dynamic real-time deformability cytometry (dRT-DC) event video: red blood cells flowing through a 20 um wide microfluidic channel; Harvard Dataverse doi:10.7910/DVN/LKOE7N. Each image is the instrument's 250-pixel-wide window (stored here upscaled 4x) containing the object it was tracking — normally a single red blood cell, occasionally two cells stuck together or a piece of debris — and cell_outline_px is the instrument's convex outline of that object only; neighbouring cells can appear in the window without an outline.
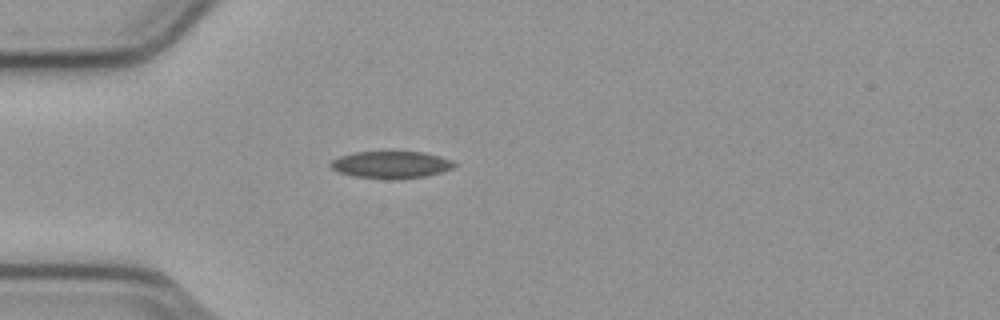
{"species": "common noctule bat (a hibernating species)", "species_latin": "Nyctalus noctula", "temperature_condition": "cold", "stored_images_in_passage": 32, "camera_frame_rate_fps": 3000, "um_per_image_px": 0.085, "animal": {"sex": "male", "body_mass_g": 23.1, "forearm_length_mm": 52.7}, "frame": {"image": 1, "passage_image": 1, "time_ms": 0.0, "image_size_px": [1000, 320], "cell_outline_px": [[456, 164], [452, 168], [440, 172], [424, 176], [356, 176], [340, 172], [332, 168], [328, 164], [332, 160], [340, 156], [352, 152], [424, 152], [440, 156], [452, 160]], "centroid_in_image_um": [33.24, 13.94], "position_along_channel_um": 51.8, "area_um2": 18.44}}
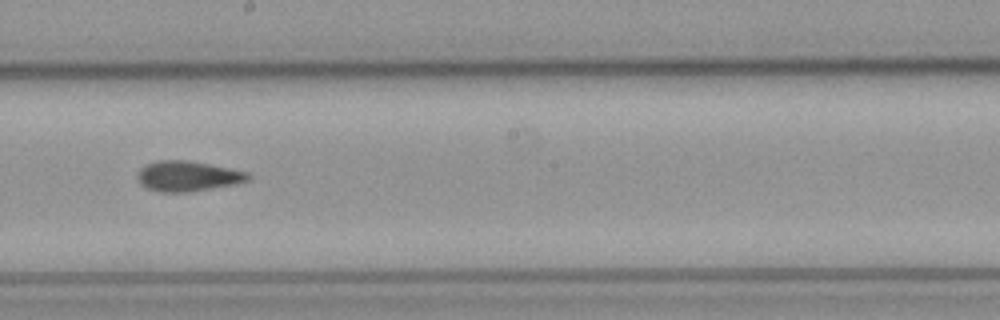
{"frame": {"image": 2, "passage_image": 16, "time_ms": 5.0, "image_size_px": [1000, 320], "cell_outline_px": [[252, 176], [248, 180], [236, 184], [188, 192], [160, 192], [148, 188], [140, 184], [136, 176], [140, 168], [156, 160], [188, 160], [248, 172]], "centroid_in_image_um": [15.94, 14.97], "position_along_channel_um": 232.3, "area_um2": 19.48}}
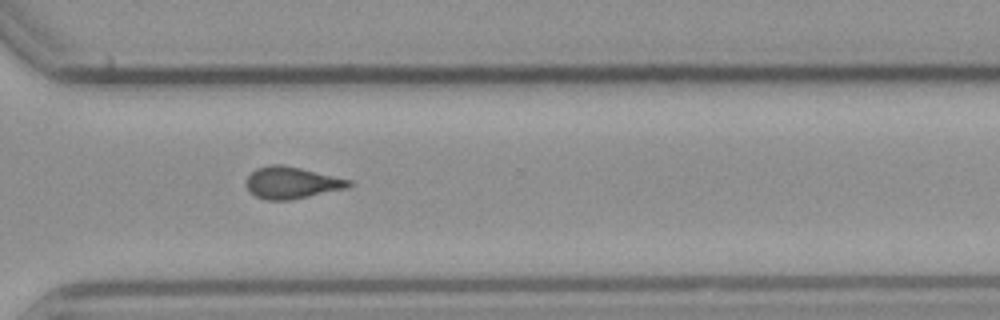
{"frame": {"image": 3, "passage_image": 25, "time_ms": 8.0, "image_size_px": [1000, 320], "cell_outline_px": [[356, 184], [348, 188], [292, 200], [268, 200], [256, 196], [244, 184], [244, 180], [256, 168], [268, 164], [284, 164], [352, 180]], "centroid_in_image_um": [24.82, 15.52], "position_along_channel_um": 345.8, "area_um2": 19.36}, "authors_computed_cell_mechanics": {"area_um2": 18.9873, "velocity_mm_per_s": 3.801, "shape_relaxation_time_tau1_ms": null, "shape_relaxation_time_tau2_ms": 3.3042, "deformation_change_tau1": null, "deformation_change_tau2": 0.1065}}